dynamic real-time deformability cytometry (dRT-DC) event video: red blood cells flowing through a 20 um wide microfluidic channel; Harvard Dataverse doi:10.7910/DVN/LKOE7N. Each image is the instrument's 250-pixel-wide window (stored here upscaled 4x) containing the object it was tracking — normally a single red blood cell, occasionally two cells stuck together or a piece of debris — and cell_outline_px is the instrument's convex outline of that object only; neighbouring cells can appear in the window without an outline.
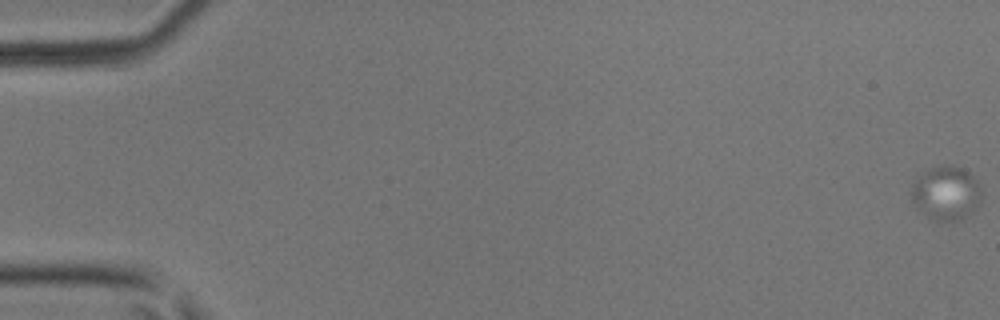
{"species": "common noctule bat (a hibernating species)", "species_latin": "Nyctalus noctula", "temperature_condition": "room temperature", "stored_images_in_passage": 34, "camera_frame_rate_fps": 3000, "um_per_image_px": 0.085, "animal": {"sex": "male", "body_mass_g": 17.9, "forearm_length_mm": 54.2}, "frame": {"image": 1, "passage_image": 1, "time_ms": 0.0, "image_size_px": [1000, 320], "cell_outline_px": [[984, 192], [980, 204], [972, 212], [960, 220], [932, 220], [920, 212], [912, 204], [908, 192], [916, 176], [932, 168], [944, 164], [952, 164], [968, 172], [980, 184]], "centroid_in_image_um": [80.39, 16.41], "position_along_channel_um": 4.6, "area_um2": 22.77}}
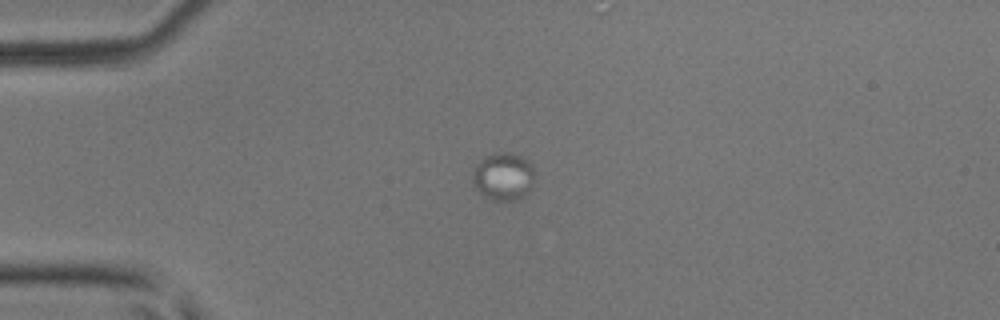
{"frame": {"image": 2, "passage_image": 15, "time_ms": 4.667, "image_size_px": [1000, 320], "cell_outline_px": [[532, 184], [528, 192], [524, 196], [512, 200], [492, 200], [484, 196], [476, 188], [472, 180], [472, 176], [480, 160], [492, 152], [512, 152], [528, 160], [532, 164]], "centroid_in_image_um": [42.78, 14.98], "position_along_channel_um": 42.2, "area_um2": 17.05}}
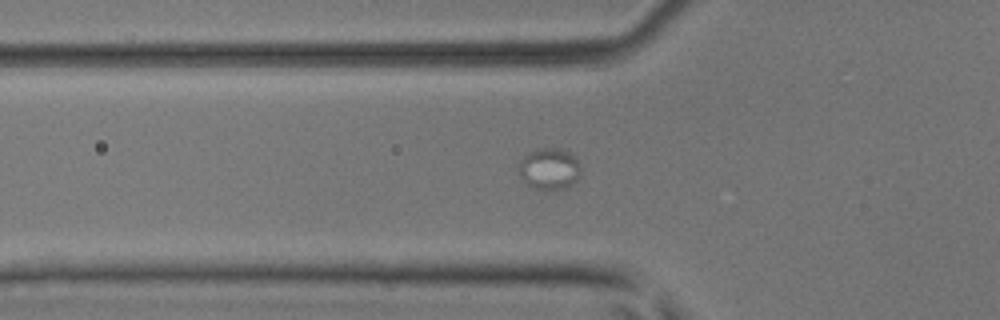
{"frame": {"image": 3, "passage_image": 20, "time_ms": 6.333, "image_size_px": [1000, 320], "cell_outline_px": [[580, 172], [576, 180], [568, 188], [536, 188], [528, 184], [520, 176], [520, 160], [524, 156], [536, 148], [560, 148], [572, 152], [576, 156], [580, 164]], "centroid_in_image_um": [46.74, 14.3], "position_along_channel_um": 79.1, "area_um2": 14.85}}